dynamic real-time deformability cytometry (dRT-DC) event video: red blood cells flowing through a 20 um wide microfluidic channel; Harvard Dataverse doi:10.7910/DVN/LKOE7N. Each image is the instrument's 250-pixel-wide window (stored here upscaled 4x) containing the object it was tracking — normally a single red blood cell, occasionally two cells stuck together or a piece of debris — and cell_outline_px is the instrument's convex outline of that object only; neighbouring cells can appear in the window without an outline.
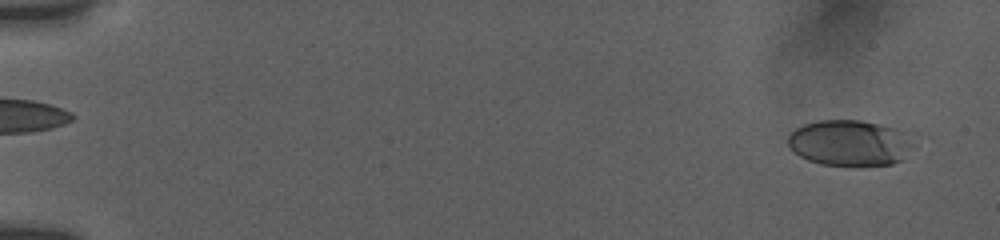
{"species": "human", "species_latin": "Homo sapiens", "temperature_condition": "room temperature", "stored_images_in_passage": 55, "camera_frame_rate_fps": 3000, "um_per_image_px": 0.085, "donor": {"sex": "female"}, "frame": {"image": 1, "passage_image": 3, "time_ms": 0.667, "image_size_px": [1000, 240], "cell_outline_px": [[920, 132], [916, 148], [900, 160], [892, 164], [820, 164], [808, 160], [800, 156], [788, 144], [788, 136], [796, 128], [804, 124], [820, 120], [860, 120]], "centroid_in_image_um": [72.44, 12.1], "position_along_channel_um": 12.6, "area_um2": 34.39}}
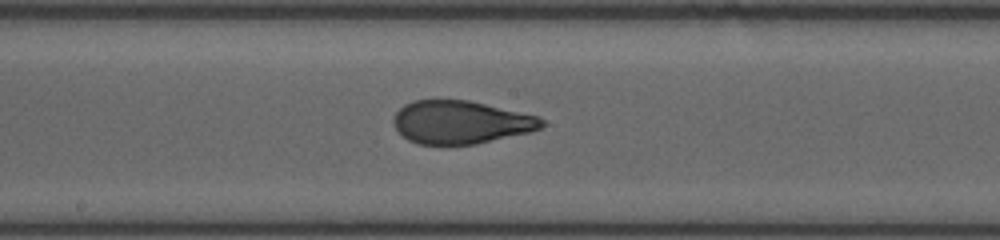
{"frame": {"image": 2, "passage_image": 31, "time_ms": 10.0, "image_size_px": [1000, 240], "cell_outline_px": [[548, 124], [532, 132], [476, 144], [416, 144], [408, 140], [396, 128], [392, 120], [396, 112], [404, 104], [416, 100], [468, 100], [540, 116]], "centroid_in_image_um": [39.21, 10.39], "position_along_channel_um": 209.0, "area_um2": 37.34}}
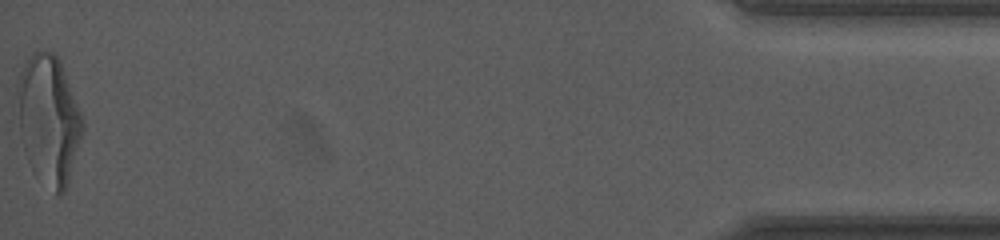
{"frame": {"image": 3, "passage_image": 55, "time_ms": 18.0, "image_size_px": [1000, 240], "cell_outline_px": [[84, 128], [68, 180], [64, 192], [60, 196], [56, 196], [24, 148], [20, 132], [16, 88], [20, 72], [28, 56], [32, 52], [44, 48], [48, 48], [60, 60], [84, 120]], "centroid_in_image_um": [4.16, 10.01], "position_along_channel_um": 431.0, "area_um2": 47.86}, "authors_computed_cell_mechanics": {"area_um2": 37.57, "velocity_mm_per_s": 3.8443, "shape_relaxation_time_tau1_ms": 6.5161, "shape_relaxation_time_tau2_ms": 0.9984, "deformation_change_tau1": 0.2476, "deformation_change_tau2": 0.0822}}